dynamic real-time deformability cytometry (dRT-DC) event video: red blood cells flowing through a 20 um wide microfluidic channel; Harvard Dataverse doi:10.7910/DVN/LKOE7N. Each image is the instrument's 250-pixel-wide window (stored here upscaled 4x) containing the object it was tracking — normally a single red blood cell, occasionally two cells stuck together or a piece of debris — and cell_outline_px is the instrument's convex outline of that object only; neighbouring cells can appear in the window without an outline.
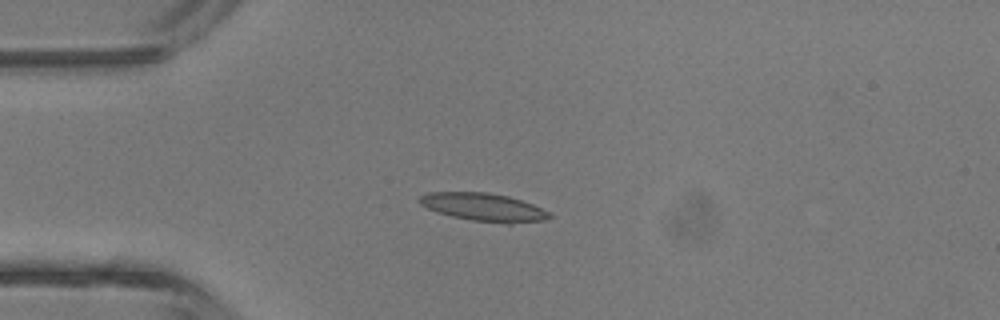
{"species": "common noctule bat (a hibernating species)", "species_latin": "Nyctalus noctula", "temperature_condition": "room temperature", "stored_images_in_passage": 3, "camera_frame_rate_fps": 3000, "um_per_image_px": 0.085, "animal": {"sex": "male", "body_mass_g": 13.3}, "frame": {"image": 1, "passage_image": 3, "time_ms": 2.0, "image_size_px": [1000, 320], "cell_outline_px": [[552, 216], [544, 220], [512, 224], [508, 224], [472, 220], [452, 216], [436, 212], [420, 204], [416, 200], [420, 196], [428, 192], [484, 192], [508, 196], [532, 204], [548, 212]], "centroid_in_image_um": [41.07, 17.61], "position_along_channel_um": 43.9, "area_um2": 21.1}}